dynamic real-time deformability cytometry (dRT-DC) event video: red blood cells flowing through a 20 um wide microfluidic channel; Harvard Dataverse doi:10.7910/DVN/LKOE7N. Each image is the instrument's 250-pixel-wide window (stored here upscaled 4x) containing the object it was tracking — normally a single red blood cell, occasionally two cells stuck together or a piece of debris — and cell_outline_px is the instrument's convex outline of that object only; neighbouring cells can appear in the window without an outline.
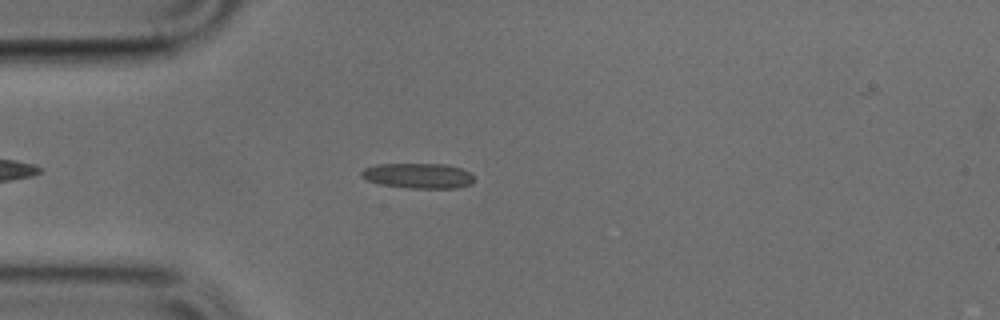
{"species": "common noctule bat (a hibernating species)", "species_latin": "Nyctalus noctula", "temperature_condition": "cold", "stored_images_in_passage": 42, "camera_frame_rate_fps": 3000, "um_per_image_px": 0.085, "animal": {"sex": "male", "body_mass_g": 17.9, "forearm_length_mm": 54.2}, "frame": {"image": 1, "passage_image": 7, "time_ms": 2.0, "image_size_px": [1000, 320], "cell_outline_px": [[472, 184], [456, 188], [412, 188], [380, 184], [368, 180], [360, 176], [360, 172], [364, 168], [376, 164], [444, 164], [460, 168], [472, 172]], "centroid_in_image_um": [35.54, 14.93], "position_along_channel_um": 49.5, "area_um2": 16.53}}
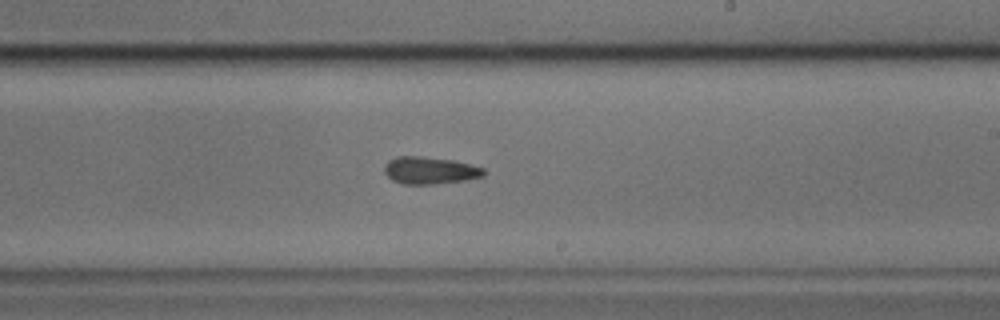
{"frame": {"image": 2, "passage_image": 23, "time_ms": 7.333, "image_size_px": [1000, 320], "cell_outline_px": [[484, 176], [464, 180], [432, 184], [404, 184], [392, 180], [384, 172], [384, 164], [388, 160], [396, 156], [420, 156], [452, 160], [484, 168]], "centroid_in_image_um": [36.49, 14.48], "position_along_channel_um": 252.5, "area_um2": 15.66}}
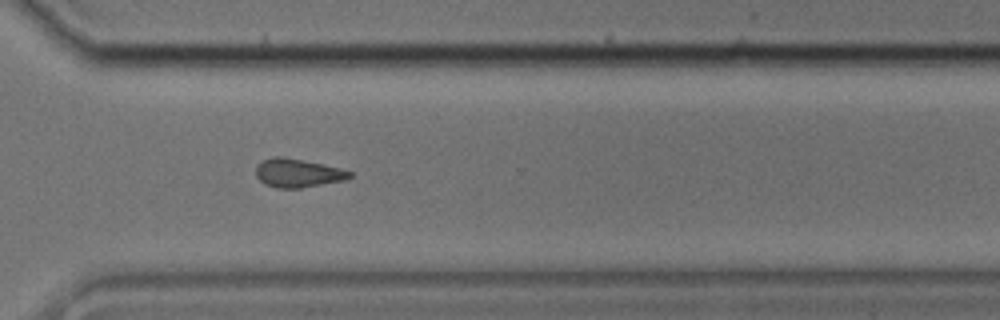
{"frame": {"image": 3, "passage_image": 30, "time_ms": 9.667, "image_size_px": [1000, 320], "cell_outline_px": [[352, 176], [344, 180], [300, 188], [276, 188], [264, 184], [256, 176], [256, 168], [264, 160], [272, 156], [280, 156], [340, 168], [352, 172]], "centroid_in_image_um": [25.29, 14.72], "position_along_channel_um": 345.3, "area_um2": 15.32}}